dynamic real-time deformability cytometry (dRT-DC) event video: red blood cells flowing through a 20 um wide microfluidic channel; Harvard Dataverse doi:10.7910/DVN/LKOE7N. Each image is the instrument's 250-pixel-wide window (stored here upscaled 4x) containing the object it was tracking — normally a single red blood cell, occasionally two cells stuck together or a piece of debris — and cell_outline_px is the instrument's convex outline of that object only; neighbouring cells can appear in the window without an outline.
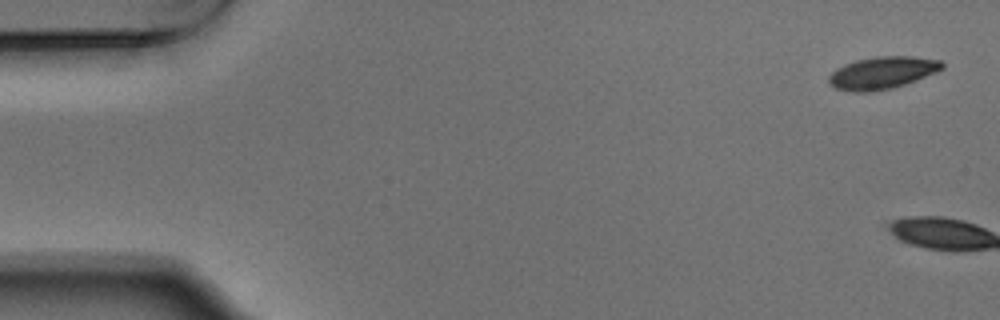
{"species": "Egyptian fruit bat (a non-hibernating species)", "species_latin": "Rousettus aegyptiacus", "temperature_condition": "warm", "stored_images_in_passage": 3, "camera_frame_rate_fps": 3000, "um_per_image_px": 0.085, "animal": {"sex": "male"}, "frame": {"image": 1, "passage_image": 1, "time_ms": 0.0, "image_size_px": [1000, 320], "cell_outline_px": [[944, 68], [936, 72], [916, 80], [892, 88], [872, 92], [852, 92], [836, 88], [828, 84], [828, 76], [836, 68], [856, 60], [876, 56], [912, 56], [940, 60], [944, 64]], "centroid_in_image_um": [74.98, 6.19], "position_along_channel_um": 10.0, "area_um2": 21.39}}